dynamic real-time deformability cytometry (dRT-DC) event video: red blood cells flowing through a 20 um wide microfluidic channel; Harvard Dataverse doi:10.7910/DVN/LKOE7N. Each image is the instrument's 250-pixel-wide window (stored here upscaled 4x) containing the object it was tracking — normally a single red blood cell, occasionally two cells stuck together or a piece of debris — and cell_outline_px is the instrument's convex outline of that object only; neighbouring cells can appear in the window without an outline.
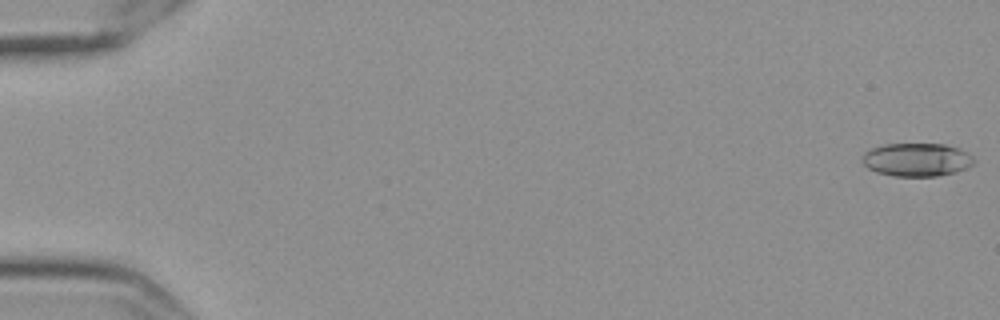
{"species": "Egyptian fruit bat (a non-hibernating species)", "species_latin": "Rousettus aegyptiacus", "temperature_condition": "cold", "stored_images_in_passage": 58, "camera_frame_rate_fps": 3000, "um_per_image_px": 0.085, "frame": {"image": 1, "passage_image": 1, "time_ms": 0.0, "image_size_px": [1000, 320], "cell_outline_px": [[976, 160], [968, 168], [956, 172], [936, 176], [892, 176], [876, 172], [868, 168], [860, 160], [860, 156], [864, 152], [880, 144], [944, 144], [960, 148], [968, 152]], "centroid_in_image_um": [77.91, 13.57], "position_along_channel_um": 7.1, "area_um2": 22.02}}
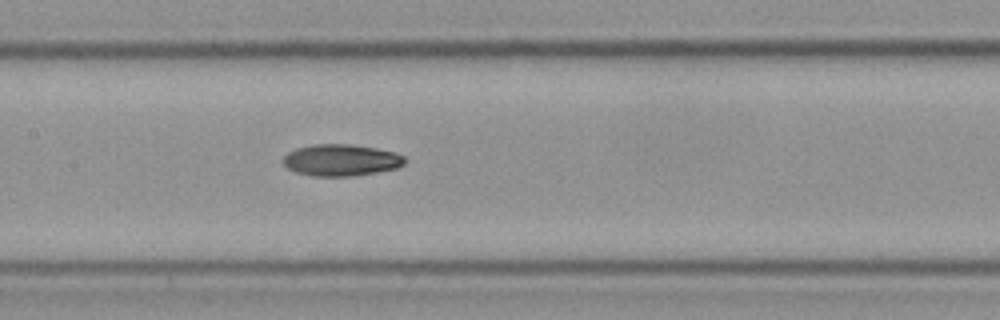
{"frame": {"image": 2, "passage_image": 29, "time_ms": 9.333, "image_size_px": [1000, 320], "cell_outline_px": [[408, 160], [404, 164], [396, 168], [376, 172], [352, 176], [312, 176], [296, 172], [288, 168], [280, 160], [288, 152], [296, 148], [312, 144], [352, 144], [376, 148], [396, 152], [404, 156]], "centroid_in_image_um": [28.99, 13.6], "position_along_channel_um": 178.4, "area_um2": 22.66}}
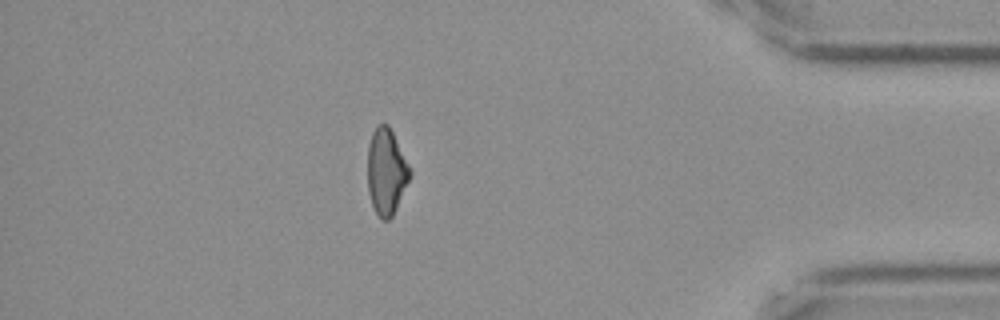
{"frame": {"image": 3, "passage_image": 51, "time_ms": 16.667, "image_size_px": [1000, 320], "cell_outline_px": [[412, 176], [392, 216], [388, 220], [380, 220], [372, 208], [368, 192], [368, 144], [372, 132], [380, 124], [388, 124], [412, 172]], "centroid_in_image_um": [32.83, 14.64], "position_along_channel_um": 402.4, "area_um2": 21.27}, "authors_computed_cell_mechanics": {"area_um2": 22.0507, "velocity_mm_per_s": 3.5537, "shape_relaxation_time_tau1_ms": 5.9892, "shape_relaxation_time_tau2_ms": null, "deformation_change_tau1": 0.1567, "deformation_change_tau2": null}}